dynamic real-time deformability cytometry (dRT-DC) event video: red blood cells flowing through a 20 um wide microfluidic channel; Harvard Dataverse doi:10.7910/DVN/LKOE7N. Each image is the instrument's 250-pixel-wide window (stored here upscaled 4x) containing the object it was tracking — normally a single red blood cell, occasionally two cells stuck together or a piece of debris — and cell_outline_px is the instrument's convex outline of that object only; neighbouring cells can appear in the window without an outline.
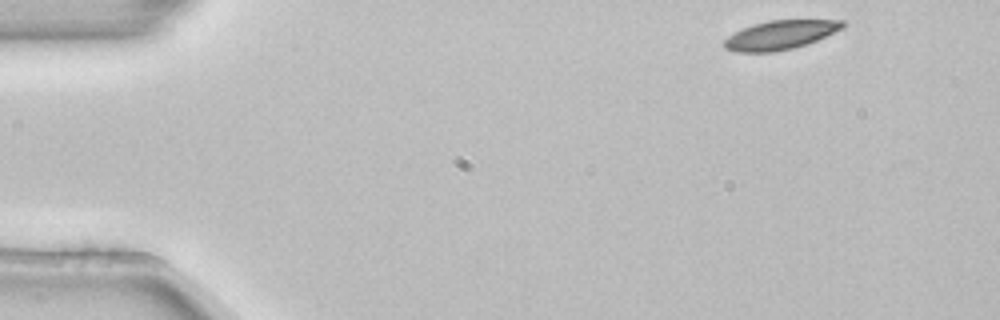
{"species": "common noctule bat (a hibernating species)", "species_latin": "Nyctalus noctula", "temperature_condition": "room temperature", "stored_images_in_passage": 4, "camera_frame_rate_fps": 3000, "um_per_image_px": 0.085, "animal": {"sex": "female", "body_mass_g": 22.7, "forearm_length_mm": 54.2}, "frame": {"image": 1, "passage_image": 1, "time_ms": 0.0, "image_size_px": [1000, 320], "cell_outline_px": [[844, 28], [816, 40], [792, 48], [772, 52], [736, 52], [724, 48], [724, 40], [728, 36], [752, 24], [768, 20], [844, 20]], "centroid_in_image_um": [66.31, 2.96], "position_along_channel_um": 18.7, "area_um2": 19.77}}
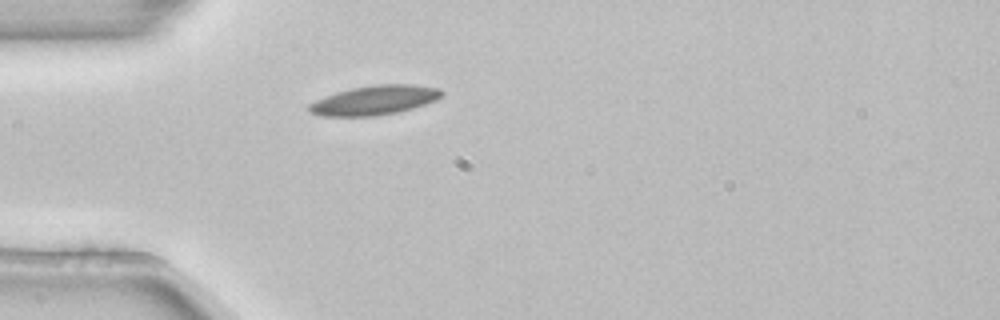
{"frame": {"image": 2, "passage_image": 4, "time_ms": 1.0, "image_size_px": [1000, 320], "cell_outline_px": [[444, 92], [436, 100], [412, 108], [396, 112], [376, 116], [320, 116], [308, 112], [308, 104], [316, 100], [336, 92], [352, 88], [376, 84], [412, 84], [440, 88]], "centroid_in_image_um": [31.81, 8.51], "position_along_channel_um": 53.2, "area_um2": 22.66}}